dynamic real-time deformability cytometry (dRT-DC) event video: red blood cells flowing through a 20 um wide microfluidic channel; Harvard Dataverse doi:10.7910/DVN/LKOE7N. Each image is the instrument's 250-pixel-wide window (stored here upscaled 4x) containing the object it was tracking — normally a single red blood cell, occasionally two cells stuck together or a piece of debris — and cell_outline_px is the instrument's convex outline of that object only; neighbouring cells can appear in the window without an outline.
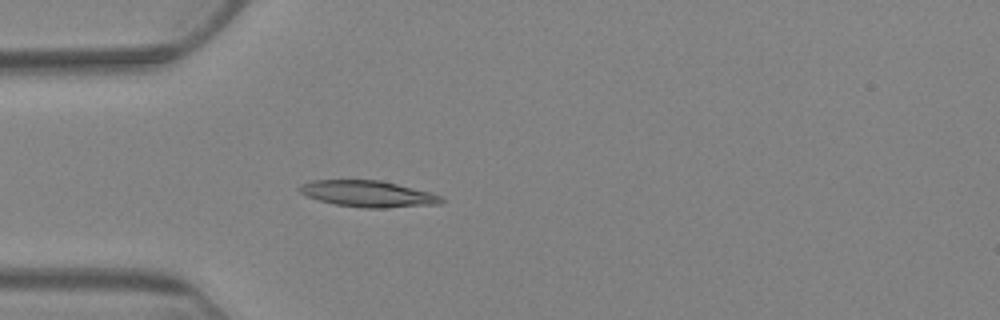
{"species": "Egyptian fruit bat (a non-hibernating species)", "species_latin": "Rousettus aegyptiacus", "temperature_condition": "warm", "stored_images_in_passage": 5, "camera_frame_rate_fps": 3000, "um_per_image_px": 0.085, "animal": {"sex": "female"}, "frame": {"image": 1, "passage_image": 5, "time_ms": 5.333, "image_size_px": [1000, 320], "cell_outline_px": [[444, 200], [440, 204], [384, 208], [364, 208], [336, 204], [320, 200], [308, 196], [300, 192], [296, 188], [300, 184], [312, 180], [380, 180], [432, 192], [440, 196]], "centroid_in_image_um": [31.29, 16.47], "position_along_channel_um": 53.7, "area_um2": 21.73}}